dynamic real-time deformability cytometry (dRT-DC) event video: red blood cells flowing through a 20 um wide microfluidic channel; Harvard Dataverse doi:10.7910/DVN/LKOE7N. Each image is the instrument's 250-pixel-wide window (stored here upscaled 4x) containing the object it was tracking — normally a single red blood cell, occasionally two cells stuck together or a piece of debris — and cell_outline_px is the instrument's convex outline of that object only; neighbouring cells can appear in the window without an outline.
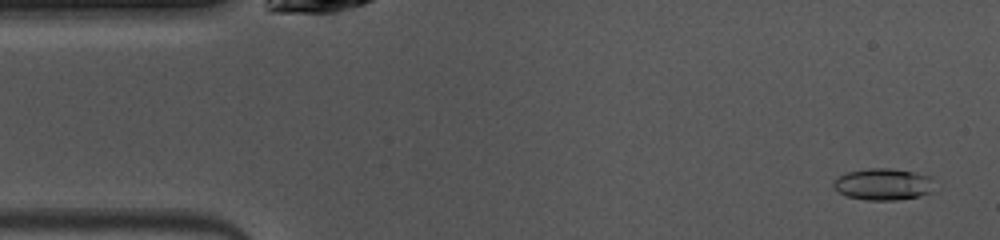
{"species": "common noctule bat (a hibernating species)", "species_latin": "Nyctalus noctula", "temperature_condition": "warm", "stored_images_in_passage": 47, "camera_frame_rate_fps": 3000, "um_per_image_px": 0.085, "animal": {"sex": "female", "body_mass_g": 10.0, "forearm_length_mm": 53.1}, "frame": {"image": 1, "passage_image": 2, "time_ms": 0.333, "image_size_px": [1000, 240], "cell_outline_px": [[940, 188], [920, 196], [896, 200], [868, 200], [848, 196], [840, 192], [832, 184], [832, 180], [848, 172], [868, 168], [892, 168], [932, 176]], "centroid_in_image_um": [75.18, 15.65], "position_along_channel_um": 9.8, "area_um2": 18.96}}
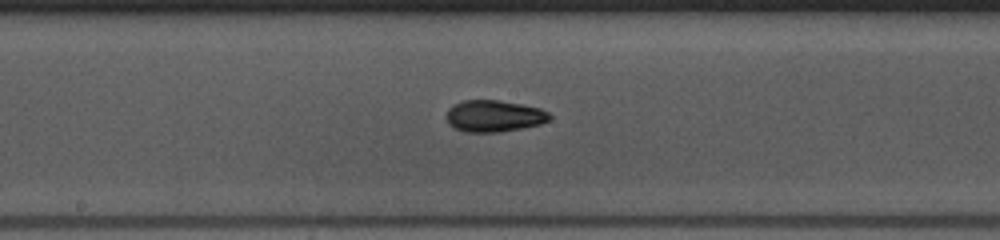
{"frame": {"image": 2, "passage_image": 23, "time_ms": 7.333, "image_size_px": [1000, 240], "cell_outline_px": [[552, 116], [548, 120], [540, 124], [500, 132], [464, 132], [448, 124], [448, 108], [452, 104], [464, 100], [500, 100], [540, 108], [548, 112]], "centroid_in_image_um": [41.98, 9.85], "position_along_channel_um": 206.2, "area_um2": 18.96}}
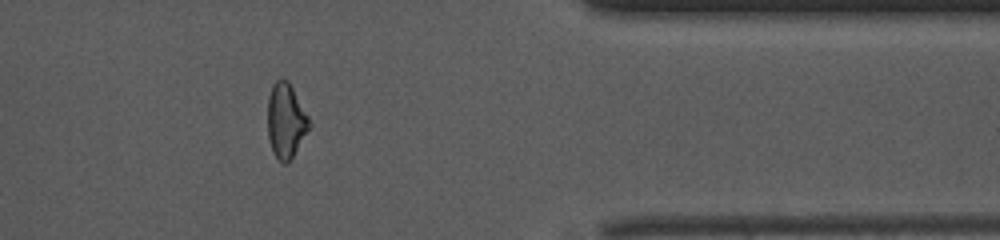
{"frame": {"image": 3, "passage_image": 38, "time_ms": 12.333, "image_size_px": [1000, 240], "cell_outline_px": [[312, 124], [288, 164], [284, 164], [272, 152], [268, 136], [268, 96], [272, 84], [276, 80], [288, 80], [308, 116]], "centroid_in_image_um": [24.29, 10.27], "position_along_channel_um": 387.1, "area_um2": 18.03}, "authors_computed_cell_mechanics": {"area_um2": 18.4382, "velocity_mm_per_s": 4.0753, "shape_relaxation_time_tau1_ms": 5.6577, "shape_relaxation_time_tau2_ms": 2.1382, "deformation_change_tau1": 0.1644, "deformation_change_tau2": 0.0745}}